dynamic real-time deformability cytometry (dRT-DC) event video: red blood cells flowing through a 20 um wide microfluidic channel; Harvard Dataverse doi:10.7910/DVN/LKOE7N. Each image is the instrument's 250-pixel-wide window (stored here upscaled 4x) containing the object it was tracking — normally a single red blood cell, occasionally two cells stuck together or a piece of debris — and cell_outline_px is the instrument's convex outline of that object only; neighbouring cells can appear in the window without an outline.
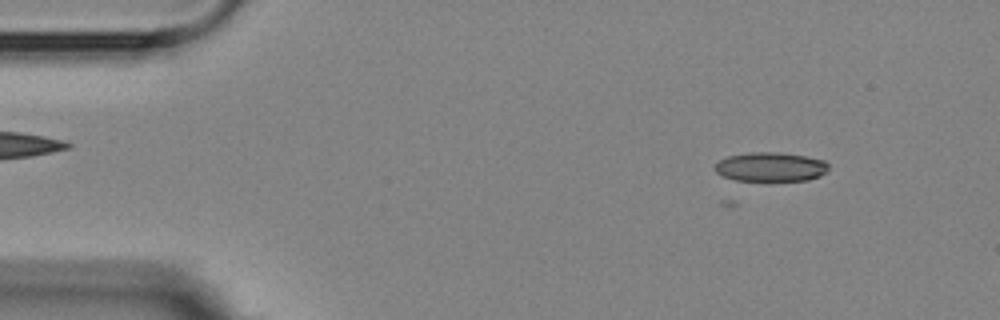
{"species": "Egyptian fruit bat (a non-hibernating species)", "species_latin": "Rousettus aegyptiacus", "temperature_condition": "room temperature", "stored_images_in_passage": 3, "camera_frame_rate_fps": 3000, "um_per_image_px": 0.085, "animal": {"sex": "female"}, "frame": {"image": 1, "passage_image": 1, "time_ms": 0.0, "image_size_px": [1000, 320], "cell_outline_px": [[828, 172], [820, 176], [808, 180], [768, 184], [736, 180], [720, 176], [716, 172], [716, 164], [720, 160], [728, 156], [748, 152], [780, 152], [804, 156], [824, 160], [828, 164]], "centroid_in_image_um": [65.52, 14.24], "position_along_channel_um": 19.5, "area_um2": 20.35}}